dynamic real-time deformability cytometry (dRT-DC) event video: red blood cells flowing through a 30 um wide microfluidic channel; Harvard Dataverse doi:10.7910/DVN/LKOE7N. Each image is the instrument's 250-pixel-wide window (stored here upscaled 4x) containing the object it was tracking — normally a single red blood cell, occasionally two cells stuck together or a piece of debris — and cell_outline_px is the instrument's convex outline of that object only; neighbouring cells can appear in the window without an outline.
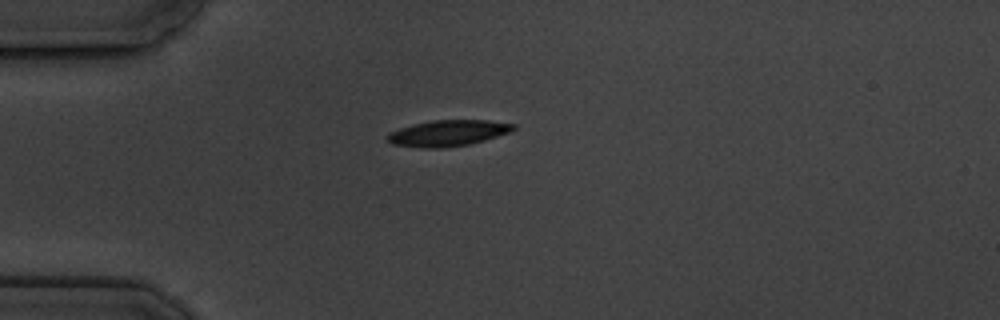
{"species": "common noctule bat (a hibernating species)", "species_latin": "Nyctalus noctula", "temperature_condition": "cold", "stored_images_in_passage": 7, "camera_frame_rate_fps": 3000, "um_per_image_px": 0.085, "animal": {"sex": "male", "body_mass_g": 19.5, "forearm_length_mm": 54.6}, "frame": {"image": 1, "passage_image": 1, "time_ms": 0.0, "image_size_px": [1000, 320], "cell_outline_px": [[516, 128], [512, 132], [484, 140], [468, 144], [444, 148], [424, 148], [392, 144], [388, 140], [388, 132], [412, 124], [432, 120], [488, 120], [516, 124]], "centroid_in_image_um": [38.1, 11.31], "position_along_channel_um": 46.9, "area_um2": 19.19}}
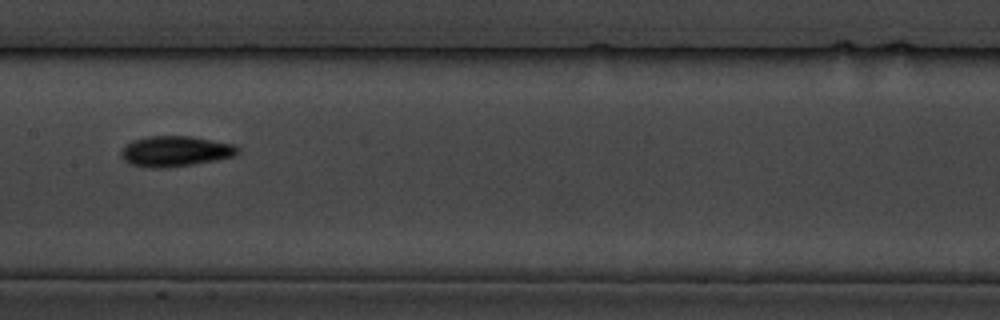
{"frame": {"image": 2, "passage_image": 5, "time_ms": 4.667, "image_size_px": [1000, 320], "cell_outline_px": [[240, 152], [236, 156], [216, 160], [168, 168], [152, 168], [132, 164], [124, 160], [120, 156], [120, 152], [132, 140], [148, 136], [192, 136], [232, 144], [240, 148]], "centroid_in_image_um": [14.93, 12.86], "position_along_channel_um": 192.5, "area_um2": 20.75}}
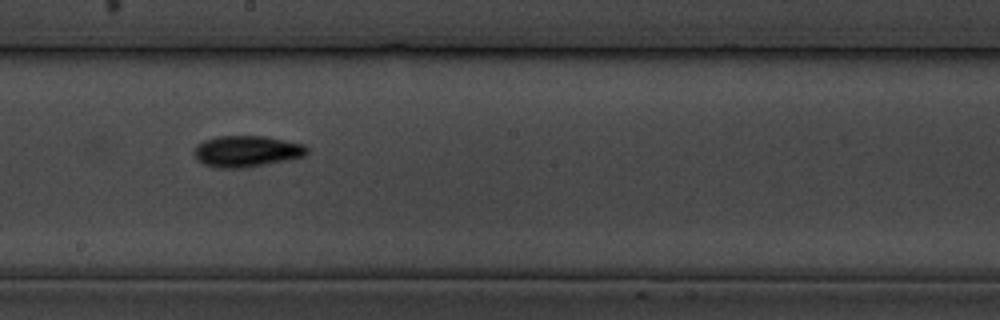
{"frame": {"image": 3, "passage_image": 6, "time_ms": 5.667, "image_size_px": [1000, 320], "cell_outline_px": [[308, 152], [304, 156], [288, 160], [244, 168], [216, 168], [204, 164], [196, 160], [192, 152], [196, 144], [204, 140], [216, 136], [264, 136], [304, 144], [308, 148]], "centroid_in_image_um": [20.92, 12.86], "position_along_channel_um": 227.3, "area_um2": 20.81}}